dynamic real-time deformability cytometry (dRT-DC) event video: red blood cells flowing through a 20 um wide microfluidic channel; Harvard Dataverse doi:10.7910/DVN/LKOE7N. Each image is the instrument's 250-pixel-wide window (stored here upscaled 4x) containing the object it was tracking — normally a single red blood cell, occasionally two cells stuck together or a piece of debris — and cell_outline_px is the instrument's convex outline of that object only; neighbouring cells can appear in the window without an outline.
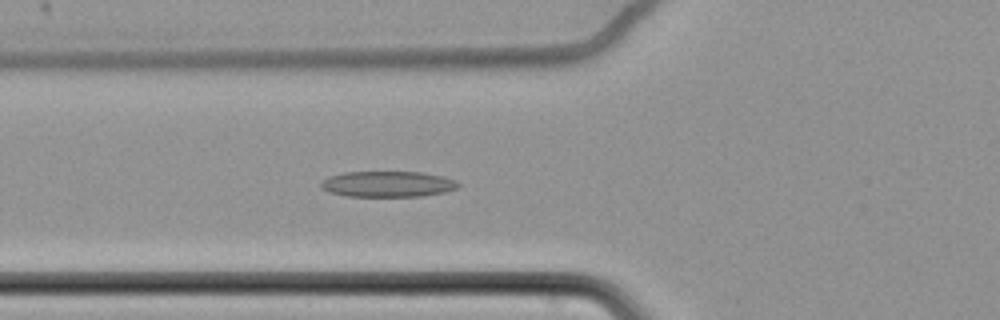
{"species": "common noctule bat (a hibernating species)", "species_latin": "Nyctalus noctula", "temperature_condition": "cold", "stored_images_in_passage": 63, "camera_frame_rate_fps": 3000, "um_per_image_px": 0.085, "animal": {"sex": "female", "body_mass_g": 22.7, "forearm_length_mm": 54.2}, "frame": {"image": 1, "passage_image": 26, "time_ms": 8.333, "image_size_px": [1000, 320], "cell_outline_px": [[460, 184], [456, 188], [444, 192], [420, 196], [348, 196], [328, 192], [320, 188], [320, 184], [328, 176], [344, 172], [420, 172], [444, 176], [456, 180]], "centroid_in_image_um": [32.94, 15.64], "position_along_channel_um": 92.9, "area_um2": 20.63}}
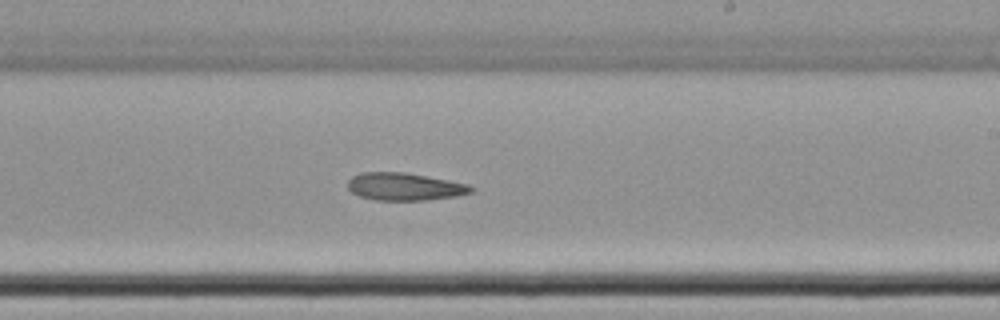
{"frame": {"image": 2, "passage_image": 40, "time_ms": 13.0, "image_size_px": [1000, 320], "cell_outline_px": [[476, 188], [472, 192], [456, 196], [428, 200], [376, 200], [360, 196], [352, 192], [348, 188], [348, 180], [352, 176], [360, 172], [404, 172], [448, 180], [468, 184]], "centroid_in_image_um": [34.39, 15.86], "position_along_channel_um": 254.6, "area_um2": 19.83}}
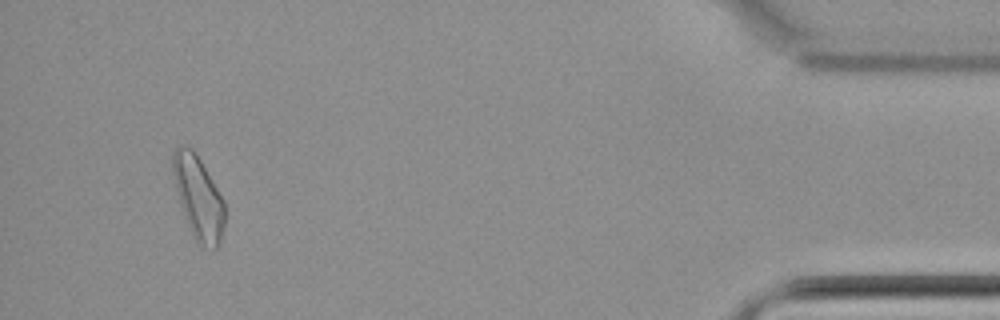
{"frame": {"image": 3, "passage_image": 60, "time_ms": 19.667, "image_size_px": [1000, 320], "cell_outline_px": [[224, 228], [220, 244], [212, 252], [200, 244], [196, 240], [184, 216], [180, 204], [172, 172], [172, 152], [180, 144], [192, 148], [200, 160], [224, 200]], "centroid_in_image_um": [16.86, 16.81], "position_along_channel_um": 418.3, "area_um2": 25.03}}